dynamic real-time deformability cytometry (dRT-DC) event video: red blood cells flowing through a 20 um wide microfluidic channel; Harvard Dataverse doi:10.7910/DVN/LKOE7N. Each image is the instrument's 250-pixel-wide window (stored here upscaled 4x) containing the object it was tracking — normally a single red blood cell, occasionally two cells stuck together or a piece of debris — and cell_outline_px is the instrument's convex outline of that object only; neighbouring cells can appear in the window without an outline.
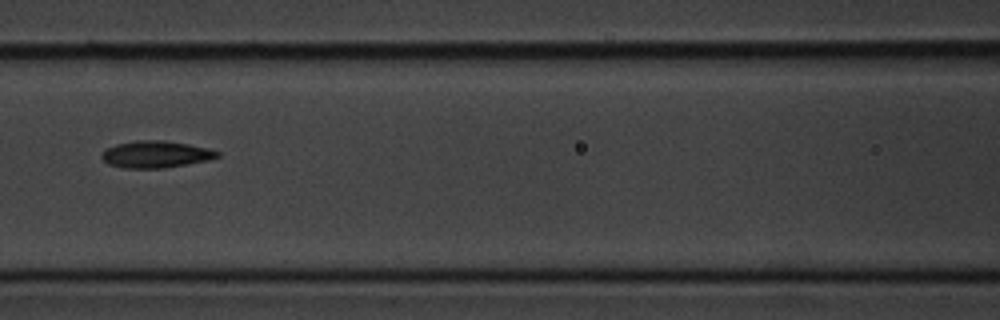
{"species": "common noctule bat (a hibernating species)", "species_latin": "Nyctalus noctula", "temperature_condition": "cold", "stored_images_in_passage": 6, "camera_frame_rate_fps": 3000, "um_per_image_px": 0.085, "animal": {"sex": "male", "body_mass_g": 20.1, "forearm_length_mm": 53.5}, "frame": {"image": 1, "passage_image": 4, "time_ms": 3.333, "image_size_px": [1000, 320], "cell_outline_px": [[220, 156], [208, 160], [164, 168], [124, 168], [108, 164], [100, 156], [108, 148], [116, 144], [136, 140], [164, 140], [188, 144], [208, 148], [220, 152]], "centroid_in_image_um": [13.25, 13.11], "position_along_channel_um": 153.3, "area_um2": 18.03}}
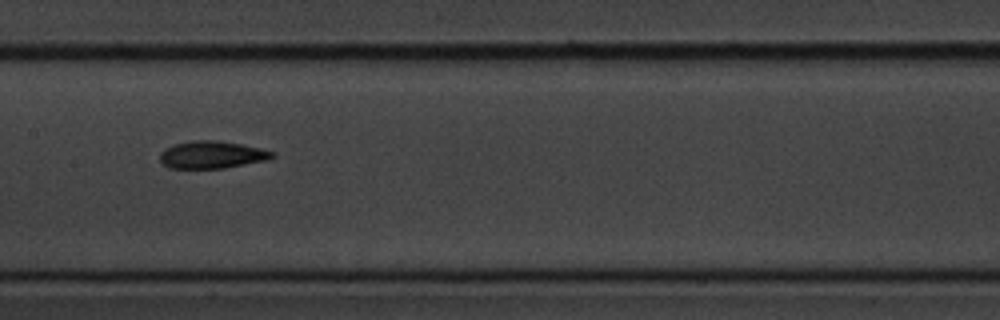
{"frame": {"image": 2, "passage_image": 5, "time_ms": 4.333, "image_size_px": [1000, 320], "cell_outline_px": [[276, 156], [264, 160], [224, 168], [168, 168], [160, 160], [160, 152], [164, 148], [172, 144], [192, 140], [216, 140], [240, 144], [260, 148], [276, 152]], "centroid_in_image_um": [17.97, 13.14], "position_along_channel_um": 189.4, "area_um2": 17.92}}
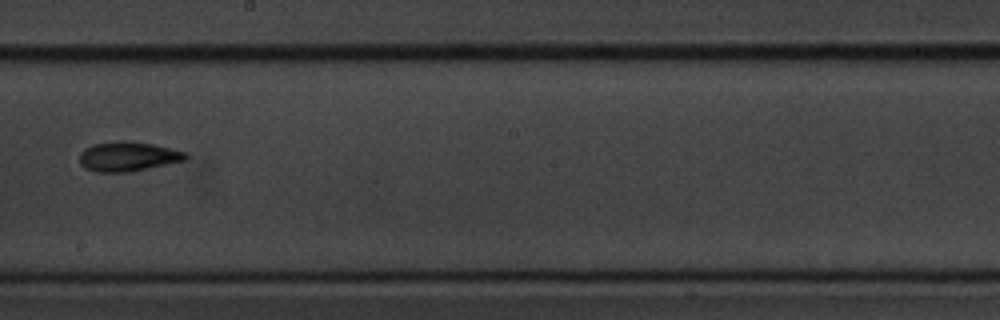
{"frame": {"image": 3, "passage_image": 6, "time_ms": 5.667, "image_size_px": [1000, 320], "cell_outline_px": [[188, 156], [184, 160], [128, 172], [96, 172], [84, 168], [80, 164], [80, 152], [84, 148], [92, 144], [120, 140], [124, 140], [152, 144], [188, 152]], "centroid_in_image_um": [10.83, 13.29], "position_along_channel_um": 237.4, "area_um2": 18.26}}